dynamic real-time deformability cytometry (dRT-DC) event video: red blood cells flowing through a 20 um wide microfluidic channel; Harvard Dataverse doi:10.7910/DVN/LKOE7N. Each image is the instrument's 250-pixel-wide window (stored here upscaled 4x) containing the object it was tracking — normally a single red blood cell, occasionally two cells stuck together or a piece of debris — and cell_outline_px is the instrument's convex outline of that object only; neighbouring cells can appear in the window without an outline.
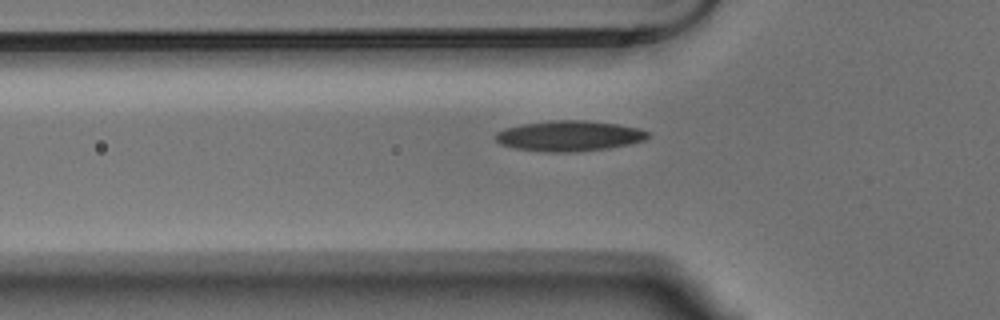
{"species": "Egyptian fruit bat (a non-hibernating species)", "species_latin": "Rousettus aegyptiacus", "temperature_condition": "warm", "stored_images_in_passage": 35, "camera_frame_rate_fps": 3000, "um_per_image_px": 0.085, "animal": {"sex": "male"}, "frame": {"image": 1, "passage_image": 3, "time_ms": 0.667, "image_size_px": [1000, 320], "cell_outline_px": [[648, 136], [644, 140], [628, 144], [608, 148], [572, 152], [548, 152], [516, 148], [500, 144], [496, 140], [496, 132], [508, 128], [524, 124], [552, 120], [584, 120], [616, 124], [636, 128], [648, 132]], "centroid_in_image_um": [48.37, 11.55], "position_along_channel_um": 77.4, "area_um2": 26.59}}
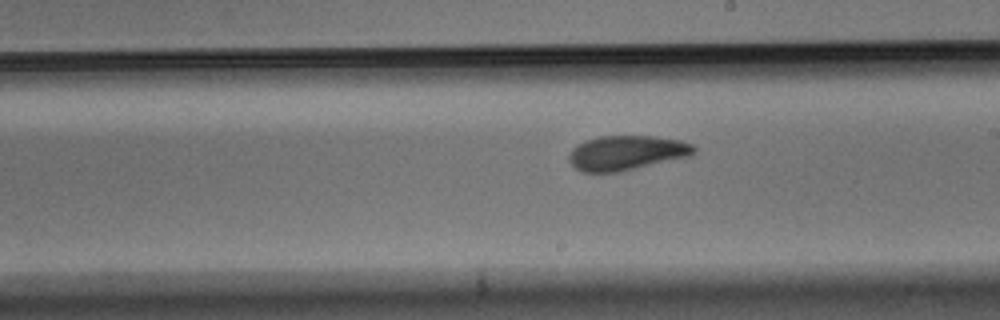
{"frame": {"image": 2, "passage_image": 16, "time_ms": 5.0, "image_size_px": [1000, 320], "cell_outline_px": [[696, 152], [692, 156], [620, 172], [584, 172], [576, 168], [568, 160], [568, 156], [572, 148], [584, 140], [600, 136], [652, 136], [680, 140], [692, 144], [696, 148]], "centroid_in_image_um": [53.27, 12.99], "position_along_channel_um": 235.7, "area_um2": 25.43}}
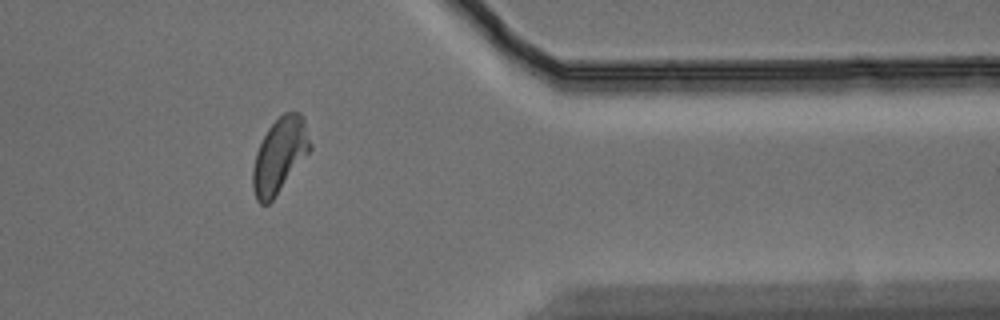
{"frame": {"image": 3, "passage_image": 30, "time_ms": 9.667, "image_size_px": [1000, 320], "cell_outline_px": [[312, 148], [272, 200], [268, 204], [260, 204], [256, 200], [252, 188], [252, 168], [256, 152], [268, 128], [284, 112], [300, 112], [304, 116], [312, 144]], "centroid_in_image_um": [23.77, 13.19], "position_along_channel_um": 387.6, "area_um2": 24.97}}